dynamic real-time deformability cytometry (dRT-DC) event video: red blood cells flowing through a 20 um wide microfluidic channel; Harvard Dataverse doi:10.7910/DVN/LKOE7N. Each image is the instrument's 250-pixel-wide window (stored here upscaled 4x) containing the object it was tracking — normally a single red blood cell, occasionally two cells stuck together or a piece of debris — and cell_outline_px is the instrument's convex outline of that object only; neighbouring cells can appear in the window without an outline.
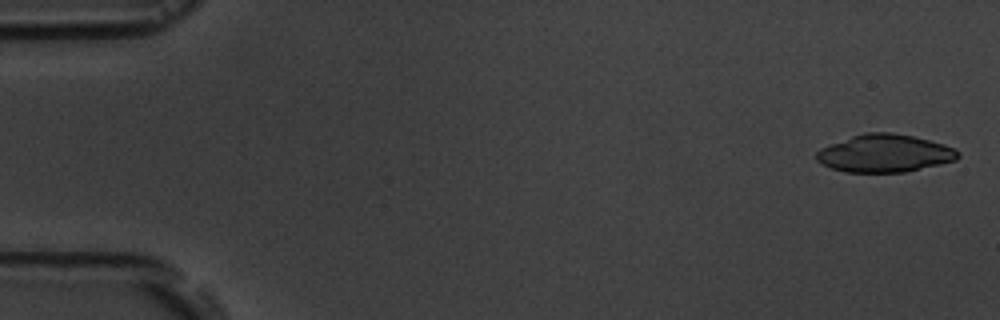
{"species": "common noctule bat (a hibernating species)", "species_latin": "Nyctalus noctula", "temperature_condition": "room temperature", "stored_images_in_passage": 7, "camera_frame_rate_fps": 3000, "um_per_image_px": 0.085, "animal": {"sex": "male", "body_mass_g": 19.5, "forearm_length_mm": 54.6}, "frame": {"image": 1, "passage_image": 1, "time_ms": 0.0, "image_size_px": [1000, 320], "cell_outline_px": [[960, 156], [956, 160], [940, 164], [904, 172], [844, 172], [832, 168], [816, 160], [816, 152], [820, 148], [852, 136], [868, 132], [892, 132], [912, 136], [944, 144], [960, 152]], "centroid_in_image_um": [75.2, 13.03], "position_along_channel_um": 9.8, "area_um2": 30.87}}